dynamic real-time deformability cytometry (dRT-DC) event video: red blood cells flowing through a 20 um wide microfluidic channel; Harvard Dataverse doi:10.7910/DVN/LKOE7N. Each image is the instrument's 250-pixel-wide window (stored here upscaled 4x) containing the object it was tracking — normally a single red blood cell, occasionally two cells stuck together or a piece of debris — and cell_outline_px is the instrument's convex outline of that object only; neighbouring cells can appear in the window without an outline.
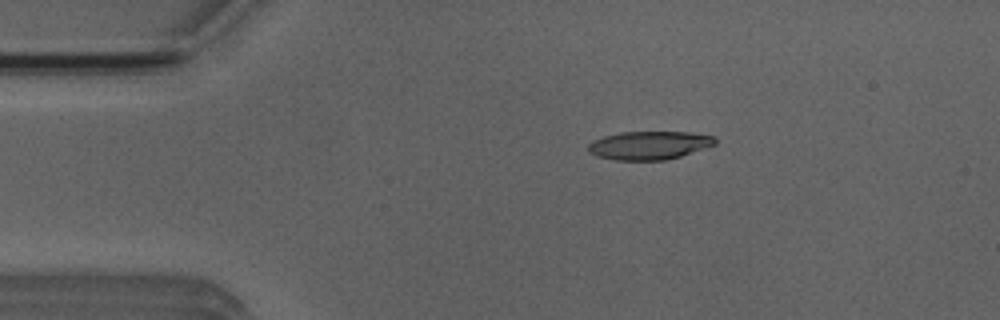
{"species": "Egyptian fruit bat (a non-hibernating species)", "species_latin": "Rousettus aegyptiacus", "temperature_condition": "room temperature", "stored_images_in_passage": 4, "camera_frame_rate_fps": 3000, "um_per_image_px": 0.085, "animal": {"sex": "male"}, "frame": {"image": 1, "passage_image": 1, "time_ms": 0.0, "image_size_px": [1000, 320], "cell_outline_px": [[716, 144], [680, 156], [664, 160], [616, 160], [596, 156], [588, 152], [588, 144], [592, 140], [604, 136], [620, 132], [688, 132], [716, 136]], "centroid_in_image_um": [55.16, 12.35], "position_along_channel_um": 29.8, "area_um2": 20.98}}